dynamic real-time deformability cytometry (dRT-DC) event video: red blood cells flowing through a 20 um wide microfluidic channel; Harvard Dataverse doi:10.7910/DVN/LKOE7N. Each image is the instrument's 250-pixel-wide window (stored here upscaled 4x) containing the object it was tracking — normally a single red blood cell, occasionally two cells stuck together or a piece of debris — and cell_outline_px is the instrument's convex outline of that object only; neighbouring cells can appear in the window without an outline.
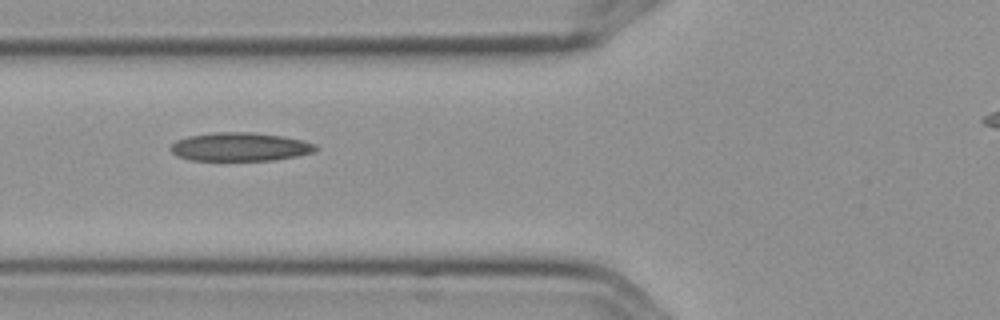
{"species": "Egyptian fruit bat (a non-hibernating species)", "species_latin": "Rousettus aegyptiacus", "temperature_condition": "cold", "stored_images_in_passage": 3, "camera_frame_rate_fps": 3000, "um_per_image_px": 0.085, "frame": {"image": 1, "passage_image": 3, "time_ms": 0.667, "image_size_px": [1000, 320], "cell_outline_px": [[316, 148], [312, 152], [296, 156], [272, 160], [192, 160], [176, 156], [168, 148], [176, 140], [188, 136], [216, 132], [252, 132], [284, 136], [304, 140], [316, 144]], "centroid_in_image_um": [20.38, 12.47], "position_along_channel_um": 105.4, "area_um2": 24.1}}